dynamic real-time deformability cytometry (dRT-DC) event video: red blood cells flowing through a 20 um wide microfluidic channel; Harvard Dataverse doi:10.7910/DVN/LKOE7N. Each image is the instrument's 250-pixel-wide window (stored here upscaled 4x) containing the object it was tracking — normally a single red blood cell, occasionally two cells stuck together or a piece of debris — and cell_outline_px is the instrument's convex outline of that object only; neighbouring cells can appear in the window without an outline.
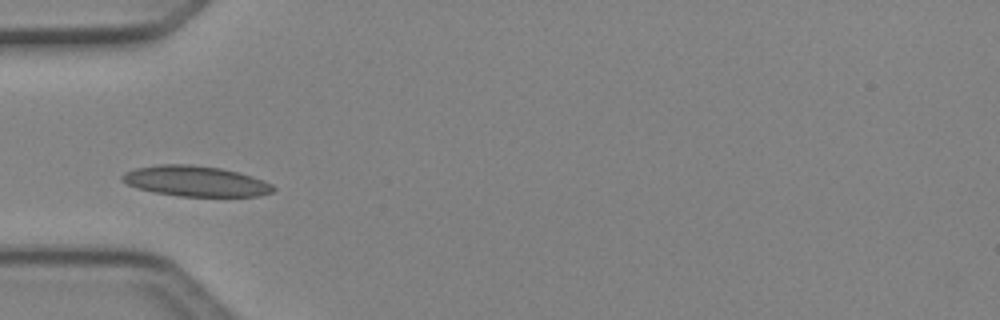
{"species": "Egyptian fruit bat (a non-hibernating species)", "species_latin": "Rousettus aegyptiacus", "temperature_condition": "cold", "stored_images_in_passage": 5, "camera_frame_rate_fps": 3000, "um_per_image_px": 0.085, "animal": {"sex": "female"}, "frame": {"image": 1, "passage_image": 5, "time_ms": 1.333, "image_size_px": [1000, 320], "cell_outline_px": [[276, 188], [272, 192], [260, 196], [180, 196], [152, 192], [136, 188], [120, 180], [120, 176], [124, 172], [136, 168], [160, 164], [192, 164], [220, 168], [240, 172], [252, 176], [272, 184]], "centroid_in_image_um": [16.6, 15.39], "position_along_channel_um": 68.4, "area_um2": 26.99}}